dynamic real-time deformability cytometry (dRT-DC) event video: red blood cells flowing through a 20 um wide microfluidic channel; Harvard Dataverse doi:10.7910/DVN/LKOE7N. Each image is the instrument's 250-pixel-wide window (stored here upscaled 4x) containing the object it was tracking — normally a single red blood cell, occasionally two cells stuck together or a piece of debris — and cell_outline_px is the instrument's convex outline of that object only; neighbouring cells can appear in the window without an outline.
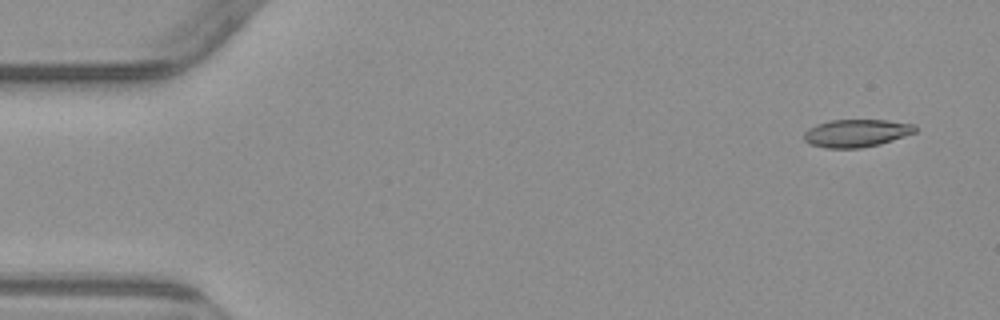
{"species": "common noctule bat (a hibernating species)", "species_latin": "Nyctalus noctula", "temperature_condition": "warm", "stored_images_in_passage": 4, "camera_frame_rate_fps": 3000, "um_per_image_px": 0.085, "animal": {"sex": "male", "body_mass_g": 23.1, "forearm_length_mm": 52.7}, "frame": {"image": 1, "passage_image": 1, "time_ms": 0.0, "image_size_px": [1000, 320], "cell_outline_px": [[916, 132], [880, 144], [860, 148], [824, 148], [812, 144], [804, 140], [804, 132], [808, 128], [816, 124], [828, 120], [888, 120], [916, 124]], "centroid_in_image_um": [72.79, 11.31], "position_along_channel_um": 12.2, "area_um2": 18.03}}
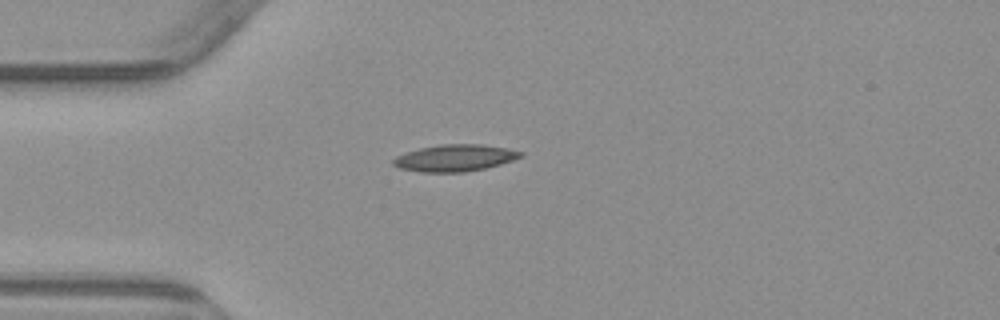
{"frame": {"image": 2, "passage_image": 4, "time_ms": 3.667, "image_size_px": [1000, 320], "cell_outline_px": [[524, 156], [500, 164], [484, 168], [464, 172], [420, 172], [400, 168], [392, 164], [392, 160], [396, 156], [420, 148], [440, 144], [480, 144], [508, 148], [524, 152]], "centroid_in_image_um": [38.68, 13.42], "position_along_channel_um": 46.3, "area_um2": 19.83}}